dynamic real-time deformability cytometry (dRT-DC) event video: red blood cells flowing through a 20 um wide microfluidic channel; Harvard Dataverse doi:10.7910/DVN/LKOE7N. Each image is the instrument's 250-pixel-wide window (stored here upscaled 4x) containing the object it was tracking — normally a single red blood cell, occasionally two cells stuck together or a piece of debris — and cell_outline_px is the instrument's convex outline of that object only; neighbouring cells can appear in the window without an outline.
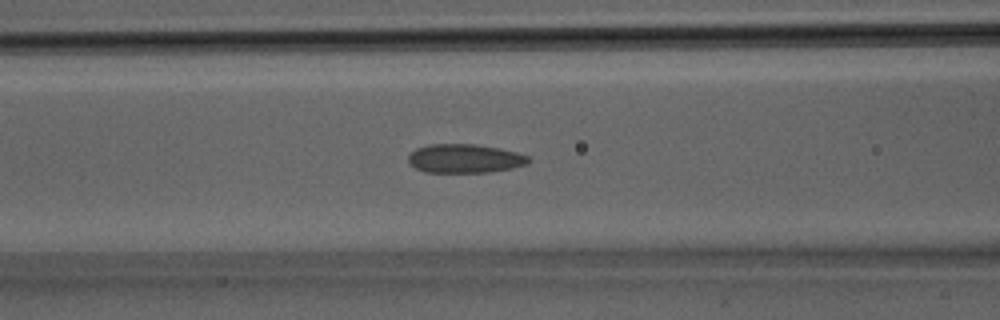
{"species": "Egyptian fruit bat (a non-hibernating species)", "species_latin": "Rousettus aegyptiacus", "temperature_condition": "room temperature", "stored_images_in_passage": 20, "camera_frame_rate_fps": 3000, "um_per_image_px": 0.085, "animal": {"sex": "male"}, "frame": {"image": 1, "passage_image": 12, "time_ms": 3.667, "image_size_px": [1000, 320], "cell_outline_px": [[532, 160], [528, 164], [512, 168], [488, 172], [424, 172], [408, 164], [408, 156], [416, 148], [428, 144], [476, 144], [500, 148], [516, 152], [528, 156]], "centroid_in_image_um": [39.5, 13.47], "position_along_channel_um": 127.1, "area_um2": 20.35}}
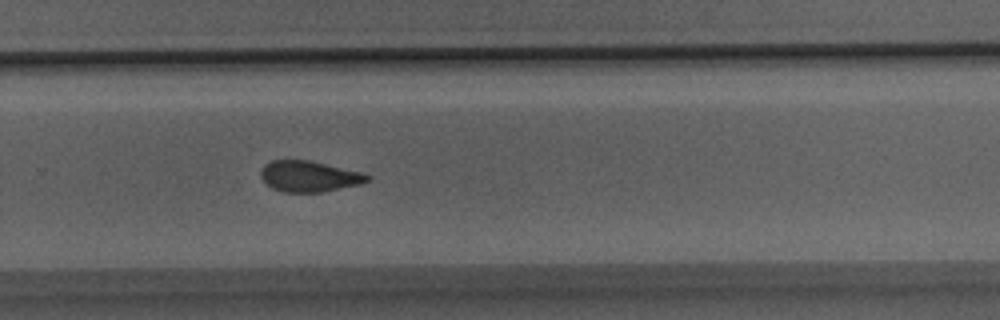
{"frame": {"image": 2, "passage_image": 20, "time_ms": 6.333, "image_size_px": [1000, 320], "cell_outline_px": [[372, 180], [360, 184], [324, 192], [284, 192], [272, 188], [260, 176], [260, 172], [264, 164], [272, 160], [308, 160], [364, 172], [372, 176]], "centroid_in_image_um": [26.33, 14.99], "position_along_channel_um": 303.5, "area_um2": 19.36}}